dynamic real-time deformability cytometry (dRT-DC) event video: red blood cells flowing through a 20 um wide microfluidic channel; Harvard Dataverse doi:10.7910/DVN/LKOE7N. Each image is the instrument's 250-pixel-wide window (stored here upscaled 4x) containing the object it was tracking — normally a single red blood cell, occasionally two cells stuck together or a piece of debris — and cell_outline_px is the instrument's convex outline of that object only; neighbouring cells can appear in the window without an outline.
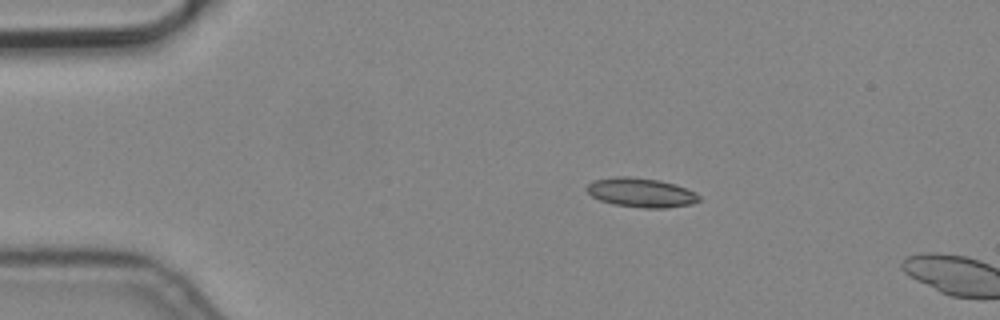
{"species": "common noctule bat (a hibernating species)", "species_latin": "Nyctalus noctula", "temperature_condition": "cold", "stored_images_in_passage": 5, "camera_frame_rate_fps": 3000, "um_per_image_px": 0.085, "animal": {"sex": "male", "body_mass_g": 19.2, "forearm_length_mm": 51.8}, "frame": {"image": 1, "passage_image": 2, "time_ms": 0.333, "image_size_px": [1000, 320], "cell_outline_px": [[700, 200], [692, 204], [668, 208], [644, 208], [616, 204], [600, 200], [592, 196], [584, 188], [592, 180], [616, 176], [628, 176], [660, 180], [676, 184], [696, 192], [700, 196]], "centroid_in_image_um": [54.5, 16.36], "position_along_channel_um": 30.5, "area_um2": 19.31}}